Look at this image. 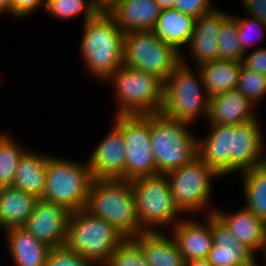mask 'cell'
Returning a JSON list of instances; mask_svg holds the SVG:
<instances>
[{"mask_svg":"<svg viewBox=\"0 0 266 266\" xmlns=\"http://www.w3.org/2000/svg\"><path fill=\"white\" fill-rule=\"evenodd\" d=\"M258 116L236 125H208L198 137V157L221 178L266 163V142Z\"/></svg>","mask_w":266,"mask_h":266,"instance_id":"1","label":"cell"},{"mask_svg":"<svg viewBox=\"0 0 266 266\" xmlns=\"http://www.w3.org/2000/svg\"><path fill=\"white\" fill-rule=\"evenodd\" d=\"M83 25L80 57L87 75L103 83L123 65L124 33L107 10H100Z\"/></svg>","mask_w":266,"mask_h":266,"instance_id":"2","label":"cell"},{"mask_svg":"<svg viewBox=\"0 0 266 266\" xmlns=\"http://www.w3.org/2000/svg\"><path fill=\"white\" fill-rule=\"evenodd\" d=\"M85 210L106 220L126 238L144 232L136 215L130 181L93 179Z\"/></svg>","mask_w":266,"mask_h":266,"instance_id":"3","label":"cell"},{"mask_svg":"<svg viewBox=\"0 0 266 266\" xmlns=\"http://www.w3.org/2000/svg\"><path fill=\"white\" fill-rule=\"evenodd\" d=\"M209 101L210 97L206 93L198 68L180 62L164 81L161 113L170 119L195 125L201 117L206 122L209 115Z\"/></svg>","mask_w":266,"mask_h":266,"instance_id":"4","label":"cell"},{"mask_svg":"<svg viewBox=\"0 0 266 266\" xmlns=\"http://www.w3.org/2000/svg\"><path fill=\"white\" fill-rule=\"evenodd\" d=\"M105 82L113 86L118 103L115 115H148L161 112L164 81L156 75L121 65L102 84Z\"/></svg>","mask_w":266,"mask_h":266,"instance_id":"5","label":"cell"},{"mask_svg":"<svg viewBox=\"0 0 266 266\" xmlns=\"http://www.w3.org/2000/svg\"><path fill=\"white\" fill-rule=\"evenodd\" d=\"M93 176L87 163L48 155L42 200L58 204L70 213L85 209Z\"/></svg>","mask_w":266,"mask_h":266,"instance_id":"6","label":"cell"},{"mask_svg":"<svg viewBox=\"0 0 266 266\" xmlns=\"http://www.w3.org/2000/svg\"><path fill=\"white\" fill-rule=\"evenodd\" d=\"M187 122L173 120L163 113L150 114L151 147L156 175L166 174L198 157V137Z\"/></svg>","mask_w":266,"mask_h":266,"instance_id":"7","label":"cell"},{"mask_svg":"<svg viewBox=\"0 0 266 266\" xmlns=\"http://www.w3.org/2000/svg\"><path fill=\"white\" fill-rule=\"evenodd\" d=\"M130 183L136 215L144 231H168L184 218L185 215L175 205L165 174L139 177Z\"/></svg>","mask_w":266,"mask_h":266,"instance_id":"8","label":"cell"},{"mask_svg":"<svg viewBox=\"0 0 266 266\" xmlns=\"http://www.w3.org/2000/svg\"><path fill=\"white\" fill-rule=\"evenodd\" d=\"M125 238L106 220L85 209L69 215L65 245L96 266H103Z\"/></svg>","mask_w":266,"mask_h":266,"instance_id":"9","label":"cell"},{"mask_svg":"<svg viewBox=\"0 0 266 266\" xmlns=\"http://www.w3.org/2000/svg\"><path fill=\"white\" fill-rule=\"evenodd\" d=\"M173 200L178 209L186 216L213 214L215 208L210 202L213 195V182L221 177L207 166L199 157L191 163L167 172ZM197 213V214H196Z\"/></svg>","mask_w":266,"mask_h":266,"instance_id":"10","label":"cell"},{"mask_svg":"<svg viewBox=\"0 0 266 266\" xmlns=\"http://www.w3.org/2000/svg\"><path fill=\"white\" fill-rule=\"evenodd\" d=\"M181 62V53L152 30L124 34L123 65L151 73L165 81Z\"/></svg>","mask_w":266,"mask_h":266,"instance_id":"11","label":"cell"},{"mask_svg":"<svg viewBox=\"0 0 266 266\" xmlns=\"http://www.w3.org/2000/svg\"><path fill=\"white\" fill-rule=\"evenodd\" d=\"M122 134L126 145L125 181L156 175L151 147L150 114L122 115Z\"/></svg>","mask_w":266,"mask_h":266,"instance_id":"12","label":"cell"},{"mask_svg":"<svg viewBox=\"0 0 266 266\" xmlns=\"http://www.w3.org/2000/svg\"><path fill=\"white\" fill-rule=\"evenodd\" d=\"M114 116L110 130L87 159L93 179L125 181L127 151L122 134V115Z\"/></svg>","mask_w":266,"mask_h":266,"instance_id":"13","label":"cell"},{"mask_svg":"<svg viewBox=\"0 0 266 266\" xmlns=\"http://www.w3.org/2000/svg\"><path fill=\"white\" fill-rule=\"evenodd\" d=\"M228 15V12L226 13L224 10L215 7L210 12L196 18L191 40L185 48L187 50L181 53L183 64L187 65L190 58L189 63H194L192 67L198 68L202 64L219 60L218 33L222 21Z\"/></svg>","mask_w":266,"mask_h":266,"instance_id":"14","label":"cell"},{"mask_svg":"<svg viewBox=\"0 0 266 266\" xmlns=\"http://www.w3.org/2000/svg\"><path fill=\"white\" fill-rule=\"evenodd\" d=\"M70 212L61 205L38 199L23 226L51 248L65 245Z\"/></svg>","mask_w":266,"mask_h":266,"instance_id":"15","label":"cell"},{"mask_svg":"<svg viewBox=\"0 0 266 266\" xmlns=\"http://www.w3.org/2000/svg\"><path fill=\"white\" fill-rule=\"evenodd\" d=\"M213 245L207 257L213 266H256L259 256L247 245L238 242L226 225L211 214Z\"/></svg>","mask_w":266,"mask_h":266,"instance_id":"16","label":"cell"},{"mask_svg":"<svg viewBox=\"0 0 266 266\" xmlns=\"http://www.w3.org/2000/svg\"><path fill=\"white\" fill-rule=\"evenodd\" d=\"M195 217H184L168 230L185 262L207 258L213 245L211 214L204 215L201 221Z\"/></svg>","mask_w":266,"mask_h":266,"instance_id":"17","label":"cell"},{"mask_svg":"<svg viewBox=\"0 0 266 266\" xmlns=\"http://www.w3.org/2000/svg\"><path fill=\"white\" fill-rule=\"evenodd\" d=\"M257 109L237 89L210 97L209 115L206 124L236 125L255 119Z\"/></svg>","mask_w":266,"mask_h":266,"instance_id":"18","label":"cell"},{"mask_svg":"<svg viewBox=\"0 0 266 266\" xmlns=\"http://www.w3.org/2000/svg\"><path fill=\"white\" fill-rule=\"evenodd\" d=\"M107 11L125 34L152 30L161 9L155 0H117Z\"/></svg>","mask_w":266,"mask_h":266,"instance_id":"19","label":"cell"},{"mask_svg":"<svg viewBox=\"0 0 266 266\" xmlns=\"http://www.w3.org/2000/svg\"><path fill=\"white\" fill-rule=\"evenodd\" d=\"M215 207L214 214L226 225L238 242L259 255L264 244L265 222L245 206L228 212Z\"/></svg>","mask_w":266,"mask_h":266,"instance_id":"20","label":"cell"},{"mask_svg":"<svg viewBox=\"0 0 266 266\" xmlns=\"http://www.w3.org/2000/svg\"><path fill=\"white\" fill-rule=\"evenodd\" d=\"M4 231L13 266H45L50 246L38 240L24 227Z\"/></svg>","mask_w":266,"mask_h":266,"instance_id":"21","label":"cell"},{"mask_svg":"<svg viewBox=\"0 0 266 266\" xmlns=\"http://www.w3.org/2000/svg\"><path fill=\"white\" fill-rule=\"evenodd\" d=\"M140 246L149 266H185L178 246L166 231H144L133 238Z\"/></svg>","mask_w":266,"mask_h":266,"instance_id":"22","label":"cell"},{"mask_svg":"<svg viewBox=\"0 0 266 266\" xmlns=\"http://www.w3.org/2000/svg\"><path fill=\"white\" fill-rule=\"evenodd\" d=\"M196 19L177 9L161 10L152 31L179 53L188 46L195 28Z\"/></svg>","mask_w":266,"mask_h":266,"instance_id":"23","label":"cell"},{"mask_svg":"<svg viewBox=\"0 0 266 266\" xmlns=\"http://www.w3.org/2000/svg\"><path fill=\"white\" fill-rule=\"evenodd\" d=\"M38 198L27 192L12 187L0 188V230L23 227Z\"/></svg>","mask_w":266,"mask_h":266,"instance_id":"24","label":"cell"},{"mask_svg":"<svg viewBox=\"0 0 266 266\" xmlns=\"http://www.w3.org/2000/svg\"><path fill=\"white\" fill-rule=\"evenodd\" d=\"M41 154L28 148L19 160L12 187L41 199L46 182L48 153Z\"/></svg>","mask_w":266,"mask_h":266,"instance_id":"25","label":"cell"},{"mask_svg":"<svg viewBox=\"0 0 266 266\" xmlns=\"http://www.w3.org/2000/svg\"><path fill=\"white\" fill-rule=\"evenodd\" d=\"M241 67L242 62L234 60H215L198 67L207 95L236 89Z\"/></svg>","mask_w":266,"mask_h":266,"instance_id":"26","label":"cell"},{"mask_svg":"<svg viewBox=\"0 0 266 266\" xmlns=\"http://www.w3.org/2000/svg\"><path fill=\"white\" fill-rule=\"evenodd\" d=\"M238 175L246 202L243 206L266 223V163Z\"/></svg>","mask_w":266,"mask_h":266,"instance_id":"27","label":"cell"},{"mask_svg":"<svg viewBox=\"0 0 266 266\" xmlns=\"http://www.w3.org/2000/svg\"><path fill=\"white\" fill-rule=\"evenodd\" d=\"M9 133L0 130V188L12 186L19 160L28 149Z\"/></svg>","mask_w":266,"mask_h":266,"instance_id":"28","label":"cell"},{"mask_svg":"<svg viewBox=\"0 0 266 266\" xmlns=\"http://www.w3.org/2000/svg\"><path fill=\"white\" fill-rule=\"evenodd\" d=\"M100 10L93 0H46L45 7L51 18L66 21L81 16L83 24Z\"/></svg>","mask_w":266,"mask_h":266,"instance_id":"29","label":"cell"},{"mask_svg":"<svg viewBox=\"0 0 266 266\" xmlns=\"http://www.w3.org/2000/svg\"><path fill=\"white\" fill-rule=\"evenodd\" d=\"M217 43L219 60H242L245 52L238 40V21L232 14L222 21Z\"/></svg>","mask_w":266,"mask_h":266,"instance_id":"30","label":"cell"},{"mask_svg":"<svg viewBox=\"0 0 266 266\" xmlns=\"http://www.w3.org/2000/svg\"><path fill=\"white\" fill-rule=\"evenodd\" d=\"M103 266H149L141 246L133 238H125Z\"/></svg>","mask_w":266,"mask_h":266,"instance_id":"31","label":"cell"},{"mask_svg":"<svg viewBox=\"0 0 266 266\" xmlns=\"http://www.w3.org/2000/svg\"><path fill=\"white\" fill-rule=\"evenodd\" d=\"M236 89L259 108V103L266 97V76L242 66Z\"/></svg>","mask_w":266,"mask_h":266,"instance_id":"32","label":"cell"},{"mask_svg":"<svg viewBox=\"0 0 266 266\" xmlns=\"http://www.w3.org/2000/svg\"><path fill=\"white\" fill-rule=\"evenodd\" d=\"M232 15L238 21V40L244 52L258 48L256 45L265 38L266 25L259 19L247 16V18ZM256 37V38H255ZM260 37V38H259Z\"/></svg>","mask_w":266,"mask_h":266,"instance_id":"33","label":"cell"},{"mask_svg":"<svg viewBox=\"0 0 266 266\" xmlns=\"http://www.w3.org/2000/svg\"><path fill=\"white\" fill-rule=\"evenodd\" d=\"M45 266H96L66 245L53 247L47 256Z\"/></svg>","mask_w":266,"mask_h":266,"instance_id":"34","label":"cell"},{"mask_svg":"<svg viewBox=\"0 0 266 266\" xmlns=\"http://www.w3.org/2000/svg\"><path fill=\"white\" fill-rule=\"evenodd\" d=\"M212 0H176L174 9L193 18L210 12L216 6Z\"/></svg>","mask_w":266,"mask_h":266,"instance_id":"35","label":"cell"},{"mask_svg":"<svg viewBox=\"0 0 266 266\" xmlns=\"http://www.w3.org/2000/svg\"><path fill=\"white\" fill-rule=\"evenodd\" d=\"M249 51L243 54L242 66L266 76V47L258 46V48Z\"/></svg>","mask_w":266,"mask_h":266,"instance_id":"36","label":"cell"},{"mask_svg":"<svg viewBox=\"0 0 266 266\" xmlns=\"http://www.w3.org/2000/svg\"><path fill=\"white\" fill-rule=\"evenodd\" d=\"M46 7V0H13L12 17L22 20L24 17L34 15L39 10Z\"/></svg>","mask_w":266,"mask_h":266,"instance_id":"37","label":"cell"},{"mask_svg":"<svg viewBox=\"0 0 266 266\" xmlns=\"http://www.w3.org/2000/svg\"><path fill=\"white\" fill-rule=\"evenodd\" d=\"M246 16L259 19L266 25V0H241Z\"/></svg>","mask_w":266,"mask_h":266,"instance_id":"38","label":"cell"},{"mask_svg":"<svg viewBox=\"0 0 266 266\" xmlns=\"http://www.w3.org/2000/svg\"><path fill=\"white\" fill-rule=\"evenodd\" d=\"M13 0H0V14H9L12 17Z\"/></svg>","mask_w":266,"mask_h":266,"instance_id":"39","label":"cell"},{"mask_svg":"<svg viewBox=\"0 0 266 266\" xmlns=\"http://www.w3.org/2000/svg\"><path fill=\"white\" fill-rule=\"evenodd\" d=\"M185 266H213L207 258L205 259H194L185 262Z\"/></svg>","mask_w":266,"mask_h":266,"instance_id":"40","label":"cell"},{"mask_svg":"<svg viewBox=\"0 0 266 266\" xmlns=\"http://www.w3.org/2000/svg\"><path fill=\"white\" fill-rule=\"evenodd\" d=\"M101 10L109 9L117 0H93Z\"/></svg>","mask_w":266,"mask_h":266,"instance_id":"41","label":"cell"},{"mask_svg":"<svg viewBox=\"0 0 266 266\" xmlns=\"http://www.w3.org/2000/svg\"><path fill=\"white\" fill-rule=\"evenodd\" d=\"M161 10L174 8L176 0H155Z\"/></svg>","mask_w":266,"mask_h":266,"instance_id":"42","label":"cell"},{"mask_svg":"<svg viewBox=\"0 0 266 266\" xmlns=\"http://www.w3.org/2000/svg\"><path fill=\"white\" fill-rule=\"evenodd\" d=\"M262 254V259H264V261H266V223H265V234H264V244L261 250Z\"/></svg>","mask_w":266,"mask_h":266,"instance_id":"43","label":"cell"},{"mask_svg":"<svg viewBox=\"0 0 266 266\" xmlns=\"http://www.w3.org/2000/svg\"><path fill=\"white\" fill-rule=\"evenodd\" d=\"M264 262H265V263H264L265 265L262 264V263H261V265L266 266V261H264ZM261 265H260V263H259V261H258L256 266H261Z\"/></svg>","mask_w":266,"mask_h":266,"instance_id":"44","label":"cell"}]
</instances>
